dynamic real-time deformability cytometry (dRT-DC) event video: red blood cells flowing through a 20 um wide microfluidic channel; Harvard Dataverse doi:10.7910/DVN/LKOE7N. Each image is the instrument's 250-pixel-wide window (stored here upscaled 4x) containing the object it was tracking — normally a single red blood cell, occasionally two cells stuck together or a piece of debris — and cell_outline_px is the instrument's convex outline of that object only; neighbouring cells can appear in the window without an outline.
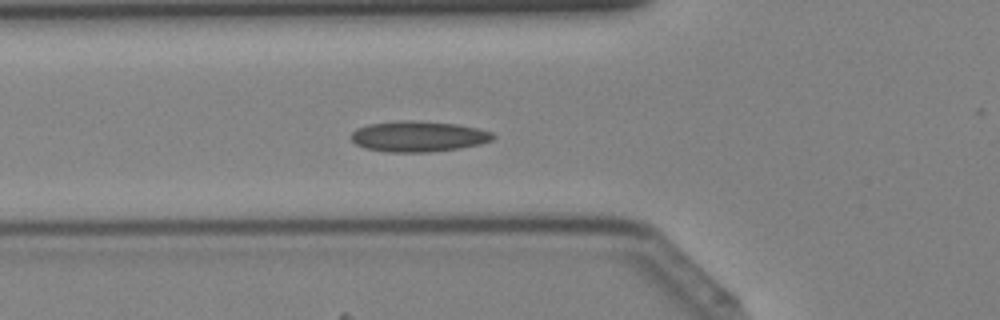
{"species": "Egyptian fruit bat (a non-hibernating species)", "species_latin": "Rousettus aegyptiacus", "temperature_condition": "cold", "stored_images_in_passage": 29, "camera_frame_rate_fps": 3000, "um_per_image_px": 0.085, "animal": {"sex": "female"}, "frame": {"image": 1, "passage_image": 8, "time_ms": 2.333, "image_size_px": [1000, 320], "cell_outline_px": [[496, 136], [492, 140], [480, 144], [460, 148], [428, 152], [388, 152], [364, 148], [356, 144], [352, 140], [352, 132], [356, 128], [368, 124], [400, 120], [416, 120], [460, 124], [492, 132]], "centroid_in_image_um": [35.56, 11.58], "position_along_channel_um": 90.2, "area_um2": 25.55}}
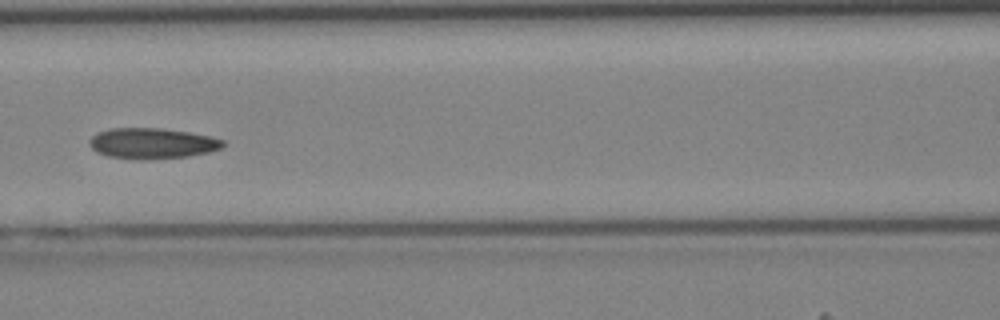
{"frame": {"image": 2, "passage_image": 12, "time_ms": 3.667, "image_size_px": [1000, 320], "cell_outline_px": [[224, 144], [220, 148], [208, 152], [188, 156], [140, 160], [108, 156], [96, 152], [88, 144], [88, 140], [96, 132], [112, 128], [164, 128], [188, 132], [208, 136], [224, 140]], "centroid_in_image_um": [12.87, 12.18], "position_along_channel_um": 153.7, "area_um2": 23.87}}
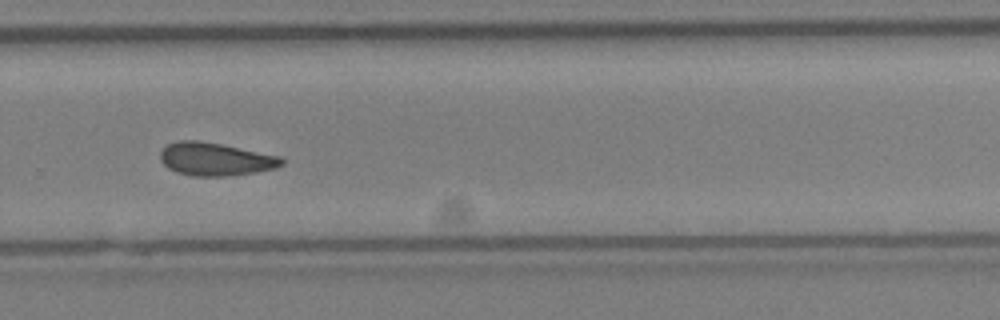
{"frame": {"image": 3, "passage_image": 22, "time_ms": 7.0, "image_size_px": [1000, 320], "cell_outline_px": [[284, 164], [276, 168], [256, 172], [224, 176], [192, 176], [176, 172], [168, 168], [160, 160], [160, 152], [168, 144], [180, 140], [196, 140], [220, 144], [280, 156], [284, 160]], "centroid_in_image_um": [18.3, 13.53], "position_along_channel_um": 311.5, "area_um2": 23.24}}